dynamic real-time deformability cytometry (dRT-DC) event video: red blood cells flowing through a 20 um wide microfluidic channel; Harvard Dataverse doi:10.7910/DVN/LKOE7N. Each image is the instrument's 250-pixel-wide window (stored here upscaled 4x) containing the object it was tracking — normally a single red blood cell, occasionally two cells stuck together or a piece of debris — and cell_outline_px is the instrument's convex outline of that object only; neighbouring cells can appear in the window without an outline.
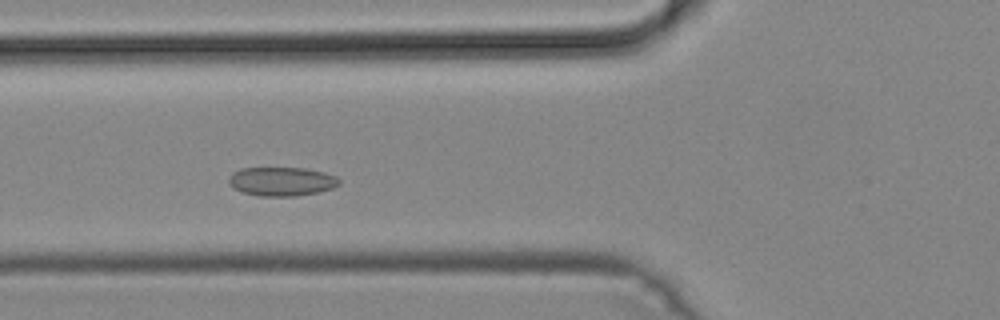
{"species": "common noctule bat (a hibernating species)", "species_latin": "Nyctalus noctula", "temperature_condition": "cold", "stored_images_in_passage": 44, "camera_frame_rate_fps": 3000, "um_per_image_px": 0.085, "animal": {"sex": "male", "body_mass_g": 19.2, "forearm_length_mm": 51.8}, "frame": {"image": 1, "passage_image": 13, "time_ms": 4.0, "image_size_px": [1000, 320], "cell_outline_px": [[340, 184], [332, 188], [320, 192], [296, 196], [260, 196], [244, 192], [232, 188], [228, 180], [232, 172], [240, 168], [304, 168], [324, 172], [336, 176], [340, 180]], "centroid_in_image_um": [23.95, 15.42], "position_along_channel_um": 101.9, "area_um2": 18.67}}
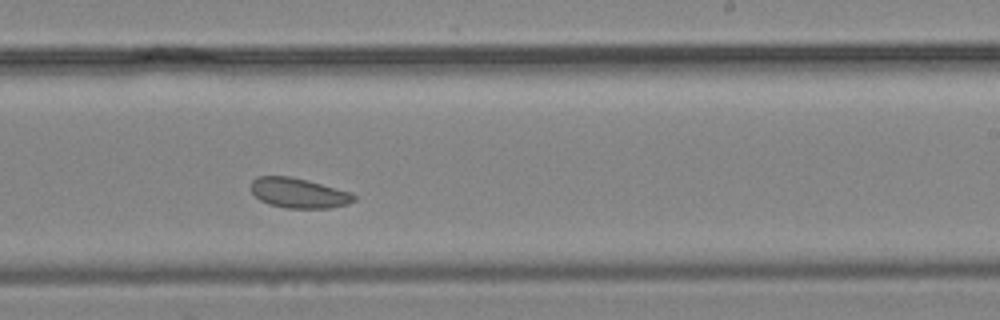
{"frame": {"image": 2, "passage_image": 25, "time_ms": 8.0, "image_size_px": [1000, 320], "cell_outline_px": [[356, 200], [348, 204], [328, 208], [288, 208], [268, 204], [260, 200], [252, 192], [252, 180], [256, 176], [288, 176], [308, 180], [336, 188], [348, 192], [356, 196]], "centroid_in_image_um": [25.38, 16.41], "position_along_channel_um": 263.6, "area_um2": 17.86}}
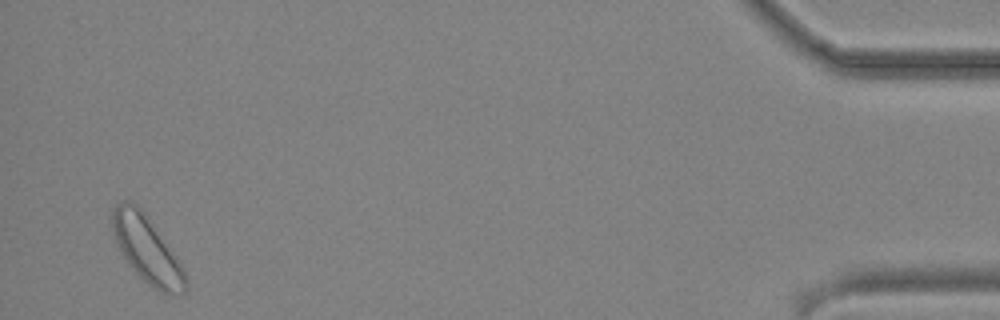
{"frame": {"image": 3, "passage_image": 43, "time_ms": 14.0, "image_size_px": [1000, 320], "cell_outline_px": [[188, 288], [184, 292], [168, 296], [160, 292], [148, 284], [132, 268], [116, 244], [112, 228], [112, 212], [116, 204], [124, 200], [128, 200], [136, 204], [144, 212], [184, 268], [188, 276]], "centroid_in_image_um": [12.52, 21.24], "position_along_channel_um": 422.7, "area_um2": 28.26}}